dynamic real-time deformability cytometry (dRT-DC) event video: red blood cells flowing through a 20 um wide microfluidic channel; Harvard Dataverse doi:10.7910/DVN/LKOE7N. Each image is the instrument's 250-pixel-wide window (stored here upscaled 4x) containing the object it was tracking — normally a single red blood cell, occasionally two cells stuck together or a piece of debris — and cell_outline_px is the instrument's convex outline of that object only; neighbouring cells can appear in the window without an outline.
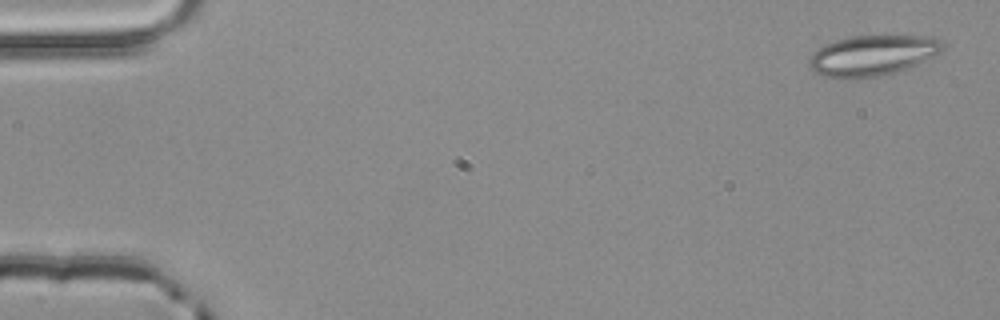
{"species": "common noctule bat (a hibernating species)", "species_latin": "Nyctalus noctula", "temperature_condition": "room temperature", "stored_images_in_passage": 5, "camera_frame_rate_fps": 3000, "um_per_image_px": 0.085, "animal": {"sex": "male", "body_mass_g": 20.4}, "frame": {"image": 1, "passage_image": 1, "time_ms": 0.0, "image_size_px": [1000, 320], "cell_outline_px": [[944, 48], [940, 52], [908, 68], [896, 72], [856, 80], [836, 80], [824, 76], [808, 68], [808, 60], [812, 52], [824, 44], [836, 40], [852, 36], [924, 36], [940, 40], [944, 44]], "centroid_in_image_um": [74.06, 4.74], "position_along_channel_um": 10.9, "area_um2": 31.85}}
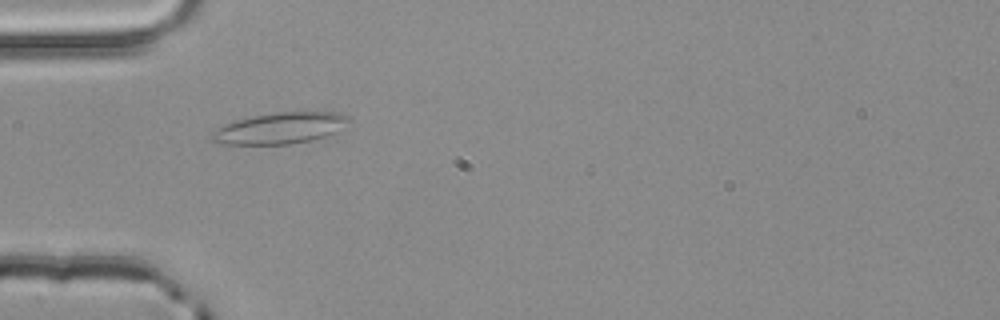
{"frame": {"image": 2, "passage_image": 4, "time_ms": 1.0, "image_size_px": [1000, 320], "cell_outline_px": [[352, 120], [336, 132], [324, 136], [308, 140], [288, 144], [220, 144], [212, 140], [212, 132], [216, 128], [236, 120], [252, 116], [276, 112], [340, 112], [348, 116]], "centroid_in_image_um": [23.82, 10.88], "position_along_channel_um": 61.2, "area_um2": 24.74}}